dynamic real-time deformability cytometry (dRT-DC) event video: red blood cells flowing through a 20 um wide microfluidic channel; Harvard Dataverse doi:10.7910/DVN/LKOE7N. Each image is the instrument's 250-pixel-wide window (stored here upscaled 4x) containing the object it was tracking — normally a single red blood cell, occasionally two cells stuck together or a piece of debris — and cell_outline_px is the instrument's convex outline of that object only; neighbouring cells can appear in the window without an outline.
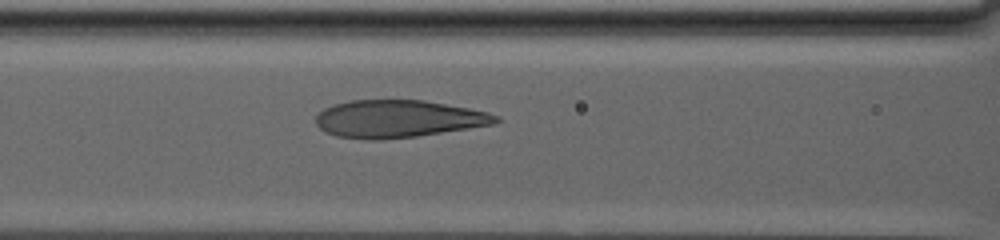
{"species": "human", "species_latin": "Homo sapiens", "temperature_condition": "warm", "stored_images_in_passage": 46, "camera_frame_rate_fps": 3000, "um_per_image_px": 0.085, "donor": {"sex": "male"}, "frame": {"image": 1, "passage_image": 16, "time_ms": 5.0, "image_size_px": [1000, 240], "cell_outline_px": [[500, 120], [496, 124], [416, 136], [380, 140], [368, 140], [336, 136], [324, 132], [316, 124], [316, 116], [324, 108], [336, 104], [352, 100], [424, 100], [468, 108], [488, 112], [500, 116]], "centroid_in_image_um": [33.85, 10.11], "position_along_channel_um": 132.8, "area_um2": 39.3}}
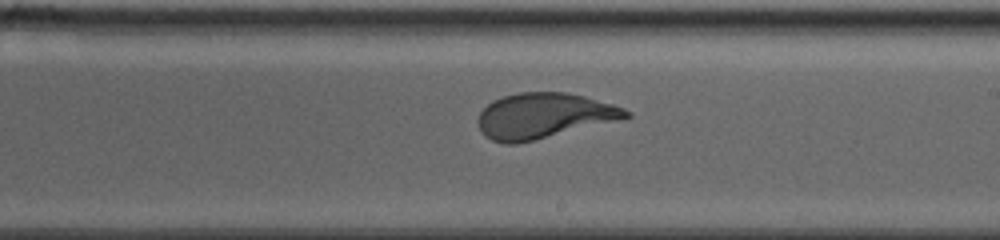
{"frame": {"image": 2, "passage_image": 23, "time_ms": 7.333, "image_size_px": [1000, 240], "cell_outline_px": [[632, 116], [516, 144], [504, 144], [492, 140], [484, 136], [480, 132], [476, 124], [476, 120], [480, 112], [492, 100], [504, 96], [520, 92], [568, 92], [584, 96], [612, 104], [624, 108], [632, 112]], "centroid_in_image_um": [46.14, 9.83], "position_along_channel_um": 242.9, "area_um2": 38.84}}
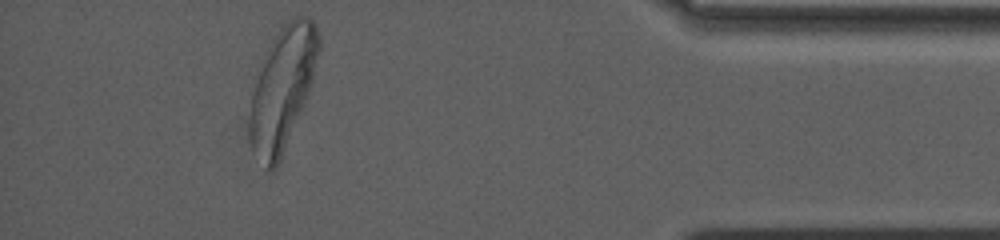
{"frame": {"image": 3, "passage_image": 39, "time_ms": 12.667, "image_size_px": [1000, 240], "cell_outline_px": [[320, 48], [312, 80], [308, 92], [280, 156], [276, 164], [272, 168], [268, 168], [252, 148], [248, 140], [248, 120], [252, 92], [264, 52], [280, 28], [288, 20], [296, 16], [308, 16], [312, 20], [316, 28], [320, 40]], "centroid_in_image_um": [23.98, 7.4], "position_along_channel_um": 411.2, "area_um2": 48.03}}